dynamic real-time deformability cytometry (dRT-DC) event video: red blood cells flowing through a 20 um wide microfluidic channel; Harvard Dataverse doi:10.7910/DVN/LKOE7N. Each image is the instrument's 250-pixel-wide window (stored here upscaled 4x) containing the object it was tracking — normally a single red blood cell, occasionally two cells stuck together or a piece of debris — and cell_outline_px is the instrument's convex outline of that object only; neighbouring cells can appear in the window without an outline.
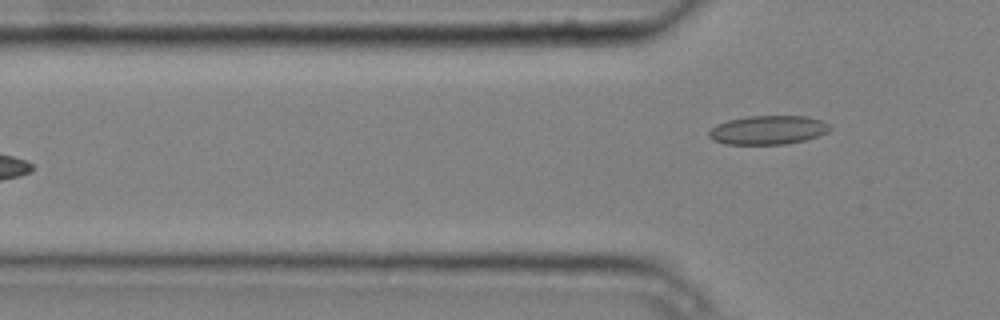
{"species": "common noctule bat (a hibernating species)", "species_latin": "Nyctalus noctula", "temperature_condition": "cold", "stored_images_in_passage": 6, "camera_frame_rate_fps": 3000, "um_per_image_px": 0.085, "animal": {"sex": "male", "body_mass_g": 20.4}, "frame": {"image": 1, "passage_image": 6, "time_ms": 1.667, "image_size_px": [1000, 320], "cell_outline_px": [[832, 128], [828, 132], [804, 140], [784, 144], [724, 144], [712, 140], [708, 136], [708, 132], [716, 124], [728, 120], [748, 116], [808, 116], [820, 120], [828, 124]], "centroid_in_image_um": [65.25, 11.05], "position_along_channel_um": 60.5, "area_um2": 20.35}}